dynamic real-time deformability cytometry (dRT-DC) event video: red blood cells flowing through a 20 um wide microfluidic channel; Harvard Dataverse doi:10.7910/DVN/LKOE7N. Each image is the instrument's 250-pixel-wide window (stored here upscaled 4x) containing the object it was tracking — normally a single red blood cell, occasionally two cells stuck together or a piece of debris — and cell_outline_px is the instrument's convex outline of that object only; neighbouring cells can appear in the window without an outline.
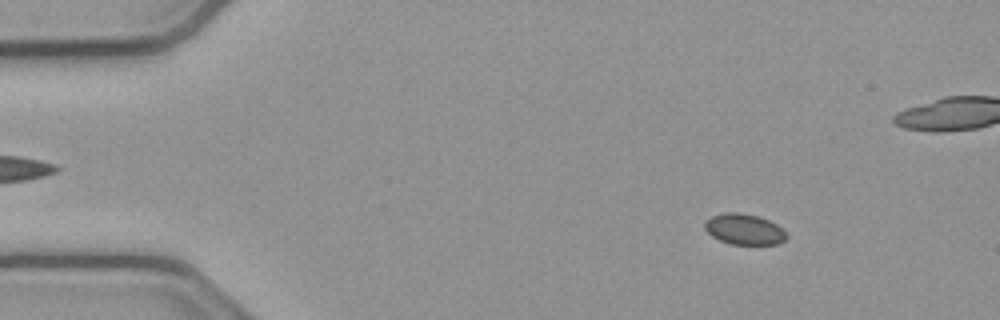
{"species": "common noctule bat (a hibernating species)", "species_latin": "Nyctalus noctula", "temperature_condition": "cold", "stored_images_in_passage": 46, "camera_frame_rate_fps": 3000, "um_per_image_px": 0.085, "animal": {"sex": "male", "body_mass_g": 23.1, "forearm_length_mm": 52.7}, "frame": {"image": 1, "passage_image": 7, "time_ms": 2.0, "image_size_px": [1000, 320], "cell_outline_px": [[788, 236], [780, 244], [728, 244], [712, 236], [704, 228], [704, 220], [712, 216], [724, 212], [740, 212], [760, 216], [776, 224]], "centroid_in_image_um": [63.23, 19.47], "position_along_channel_um": 21.8, "area_um2": 14.74}}
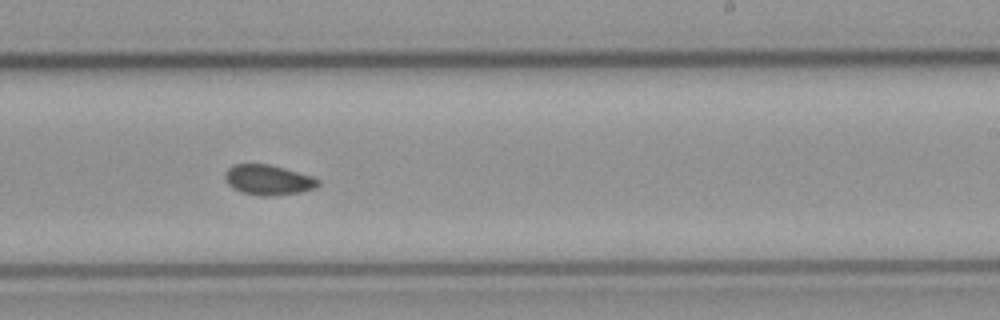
{"frame": {"image": 2, "passage_image": 25, "time_ms": 8.0, "image_size_px": [1000, 320], "cell_outline_px": [[320, 184], [316, 188], [300, 192], [268, 196], [260, 196], [244, 192], [232, 188], [224, 180], [224, 172], [232, 164], [268, 164], [284, 168], [312, 176], [320, 180]], "centroid_in_image_um": [22.78, 15.28], "position_along_channel_um": 266.2, "area_um2": 16.42}}
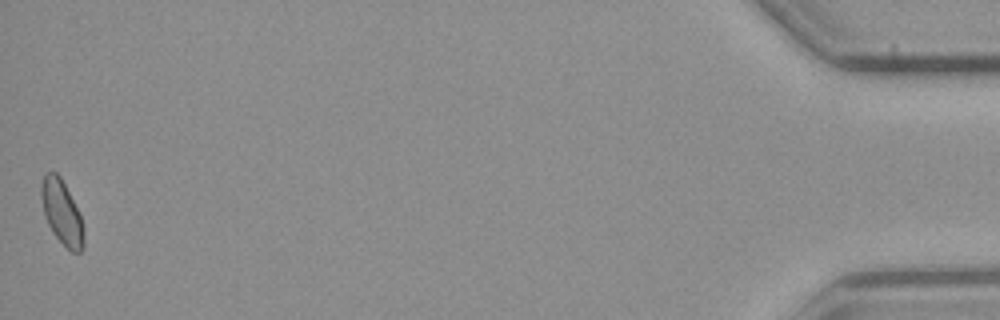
{"frame": {"image": 3, "passage_image": 46, "time_ms": 15.0, "image_size_px": [1000, 320], "cell_outline_px": [[84, 248], [80, 252], [72, 252], [52, 232], [44, 216], [40, 196], [40, 188], [44, 176], [48, 172], [56, 172], [60, 176], [80, 216], [84, 228]], "centroid_in_image_um": [5.24, 18.07], "position_along_channel_um": 430.0, "area_um2": 15.66}, "authors_computed_cell_mechanics": {"area_um2": 15.8083, "velocity_mm_per_s": 3.8202, "shape_relaxation_time_tau1_ms": null, "shape_relaxation_time_tau2_ms": 2.5612, "deformation_change_tau1": null, "deformation_change_tau2": 0.0554}}